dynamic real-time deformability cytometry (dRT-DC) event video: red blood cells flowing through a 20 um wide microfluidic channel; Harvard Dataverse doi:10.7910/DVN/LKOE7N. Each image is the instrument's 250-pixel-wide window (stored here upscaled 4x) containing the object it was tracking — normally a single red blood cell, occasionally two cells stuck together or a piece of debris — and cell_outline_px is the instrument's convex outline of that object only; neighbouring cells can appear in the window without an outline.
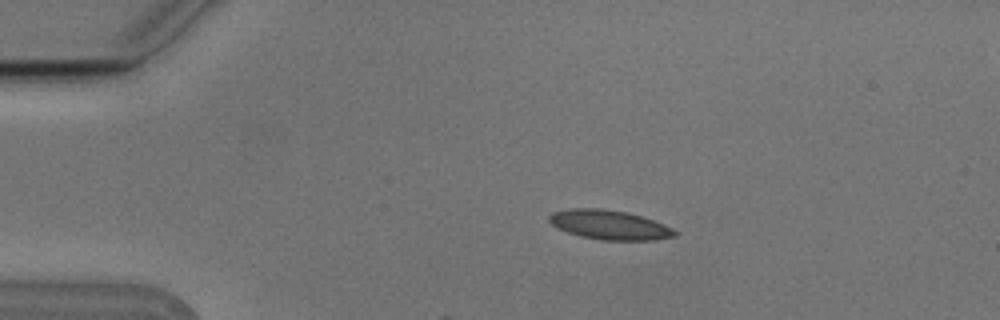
{"species": "Egyptian fruit bat (a non-hibernating species)", "species_latin": "Rousettus aegyptiacus", "temperature_condition": "cold", "stored_images_in_passage": 5, "camera_frame_rate_fps": 3000, "um_per_image_px": 0.085, "animal": {"sex": "male"}, "frame": {"image": 1, "passage_image": 3, "time_ms": 0.667, "image_size_px": [1000, 320], "cell_outline_px": [[676, 236], [652, 240], [600, 240], [580, 236], [556, 228], [548, 220], [548, 216], [552, 212], [572, 208], [600, 208], [628, 212], [664, 224], [672, 228], [676, 232]], "centroid_in_image_um": [51.76, 19.11], "position_along_channel_um": 33.2, "area_um2": 21.5}}